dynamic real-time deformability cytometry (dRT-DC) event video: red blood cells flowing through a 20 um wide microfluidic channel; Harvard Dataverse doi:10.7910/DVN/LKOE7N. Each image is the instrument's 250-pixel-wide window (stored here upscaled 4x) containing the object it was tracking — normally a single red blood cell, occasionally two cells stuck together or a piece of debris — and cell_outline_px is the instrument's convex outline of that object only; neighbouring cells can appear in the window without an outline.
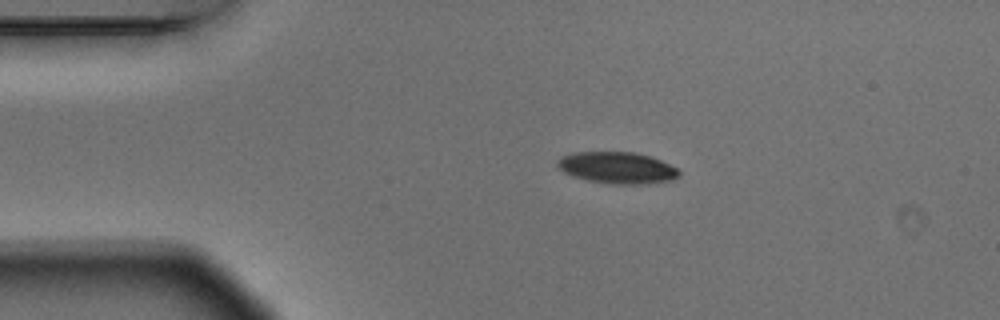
{"species": "Egyptian fruit bat (a non-hibernating species)", "species_latin": "Rousettus aegyptiacus", "temperature_condition": "warm", "stored_images_in_passage": 3, "camera_frame_rate_fps": 3000, "um_per_image_px": 0.085, "animal": {"sex": "male"}, "frame": {"image": 1, "passage_image": 2, "time_ms": 0.333, "image_size_px": [1000, 320], "cell_outline_px": [[680, 176], [672, 180], [644, 184], [612, 184], [588, 180], [572, 176], [564, 172], [556, 164], [556, 160], [564, 156], [576, 152], [636, 152], [652, 156], [676, 168], [680, 172]], "centroid_in_image_um": [52.48, 14.26], "position_along_channel_um": 32.5, "area_um2": 22.37}}